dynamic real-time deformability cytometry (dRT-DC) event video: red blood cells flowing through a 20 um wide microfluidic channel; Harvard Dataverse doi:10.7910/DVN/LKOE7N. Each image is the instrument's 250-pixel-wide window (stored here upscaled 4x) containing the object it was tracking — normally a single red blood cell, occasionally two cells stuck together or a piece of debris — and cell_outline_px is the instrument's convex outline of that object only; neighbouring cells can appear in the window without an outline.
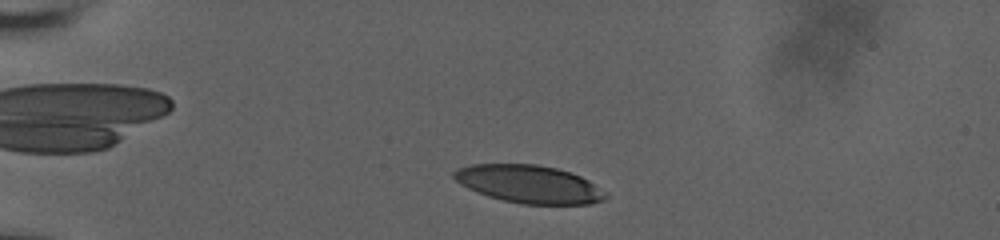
{"species": "human", "species_latin": "Homo sapiens", "temperature_condition": "room temperature", "stored_images_in_passage": 43, "camera_frame_rate_fps": 3000, "um_per_image_px": 0.085, "donor": {"sex": "male"}, "frame": {"image": 1, "passage_image": 6, "time_ms": 1.667, "image_size_px": [1000, 240], "cell_outline_px": [[608, 196], [604, 200], [588, 204], [524, 204], [504, 200], [488, 196], [468, 188], [460, 184], [452, 176], [452, 172], [460, 168], [472, 164], [536, 164], [556, 168], [580, 176], [588, 180], [608, 192]], "centroid_in_image_um": [44.99, 15.65], "position_along_channel_um": 40.0, "area_um2": 33.35}}
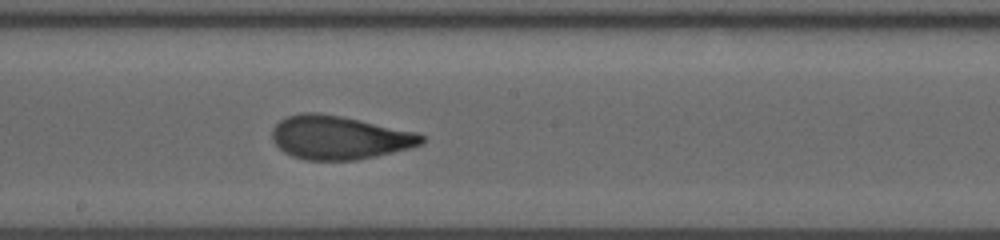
{"frame": {"image": 2, "passage_image": 25, "time_ms": 8.0, "image_size_px": [1000, 240], "cell_outline_px": [[424, 140], [420, 144], [408, 148], [376, 156], [356, 160], [308, 160], [292, 156], [284, 152], [272, 140], [272, 128], [280, 120], [288, 116], [304, 112], [320, 112], [340, 116], [416, 132], [424, 136]], "centroid_in_image_um": [28.79, 11.69], "position_along_channel_um": 219.4, "area_um2": 37.63}}
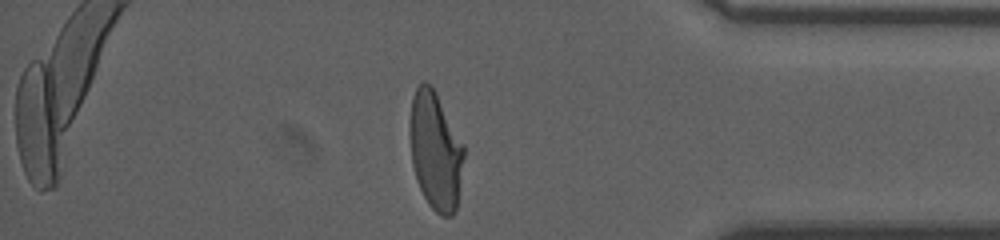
{"frame": {"image": 3, "passage_image": 41, "time_ms": 13.333, "image_size_px": [1000, 240], "cell_outline_px": [[464, 156], [456, 208], [452, 216], [440, 216], [428, 204], [416, 180], [412, 164], [412, 96], [420, 80], [424, 80], [432, 84], [464, 144]], "centroid_in_image_um": [37.04, 12.8], "position_along_channel_um": 398.2, "area_um2": 36.7}, "authors_computed_cell_mechanics": {"area_um2": 37.6278, "velocity_mm_per_s": 3.7436, "shape_relaxation_time_tau1_ms": 6.4327, "shape_relaxation_time_tau2_ms": 1.0506, "deformation_change_tau1": 0.219, "deformation_change_tau2": 0.0794}}